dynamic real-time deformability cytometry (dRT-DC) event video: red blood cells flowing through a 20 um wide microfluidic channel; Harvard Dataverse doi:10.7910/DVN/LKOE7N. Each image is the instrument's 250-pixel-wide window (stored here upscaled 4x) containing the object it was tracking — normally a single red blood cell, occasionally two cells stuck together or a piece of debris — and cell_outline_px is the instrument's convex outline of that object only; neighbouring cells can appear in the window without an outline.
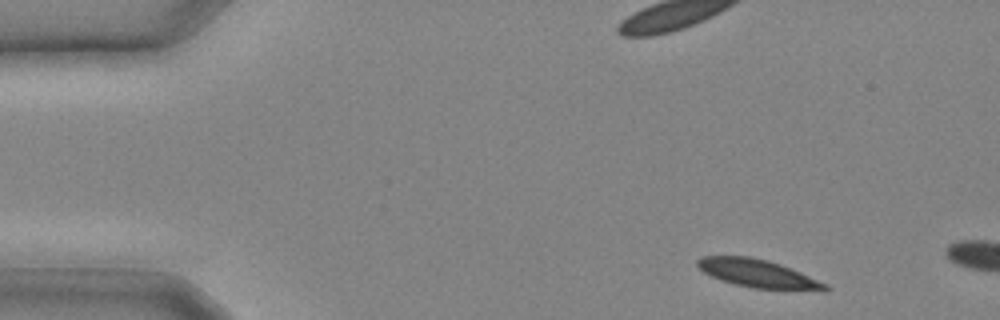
{"species": "common noctule bat (a hibernating species)", "species_latin": "Nyctalus noctula", "temperature_condition": "cold", "stored_images_in_passage": 4, "camera_frame_rate_fps": 3000, "um_per_image_px": 0.085, "animal": {"sex": "male", "body_mass_g": 20.4}, "frame": {"image": 1, "passage_image": 1, "time_ms": 0.0, "image_size_px": [1000, 320], "cell_outline_px": [[832, 288], [828, 292], [824, 292], [752, 288], [720, 280], [704, 272], [696, 264], [696, 260], [700, 256], [748, 256], [768, 260], [780, 264], [800, 272], [828, 284]], "centroid_in_image_um": [64.51, 23.28], "position_along_channel_um": 20.5, "area_um2": 21.27}}